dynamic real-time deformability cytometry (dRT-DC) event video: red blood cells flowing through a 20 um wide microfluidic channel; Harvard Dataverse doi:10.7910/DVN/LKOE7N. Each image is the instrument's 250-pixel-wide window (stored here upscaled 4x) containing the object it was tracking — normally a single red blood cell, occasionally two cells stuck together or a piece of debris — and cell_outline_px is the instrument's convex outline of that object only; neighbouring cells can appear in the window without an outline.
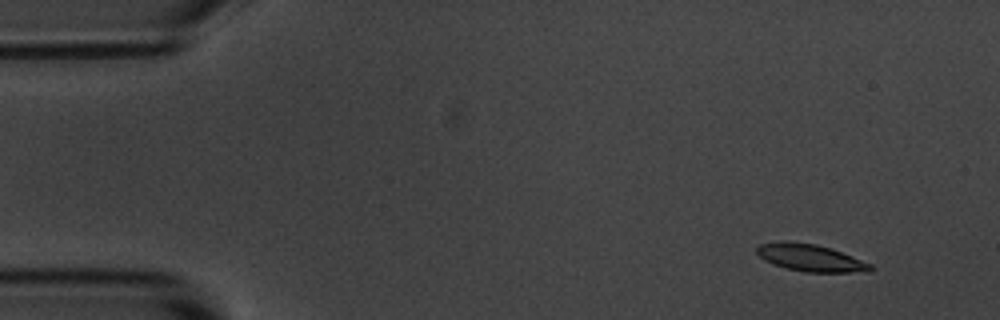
{"species": "common noctule bat (a hibernating species)", "species_latin": "Nyctalus noctula", "temperature_condition": "room temperature", "stored_images_in_passage": 4, "camera_frame_rate_fps": 3000, "um_per_image_px": 0.085, "animal": {"sex": "male", "body_mass_g": 20.1, "forearm_length_mm": 53.5}, "frame": {"image": 1, "passage_image": 2, "time_ms": 1.333, "image_size_px": [1000, 320], "cell_outline_px": [[872, 268], [868, 272], [804, 272], [772, 264], [764, 260], [756, 252], [756, 248], [760, 244], [780, 240], [784, 240], [816, 244], [852, 256], [872, 264]], "centroid_in_image_um": [68.85, 21.9], "position_along_channel_um": 16.2, "area_um2": 17.92}}